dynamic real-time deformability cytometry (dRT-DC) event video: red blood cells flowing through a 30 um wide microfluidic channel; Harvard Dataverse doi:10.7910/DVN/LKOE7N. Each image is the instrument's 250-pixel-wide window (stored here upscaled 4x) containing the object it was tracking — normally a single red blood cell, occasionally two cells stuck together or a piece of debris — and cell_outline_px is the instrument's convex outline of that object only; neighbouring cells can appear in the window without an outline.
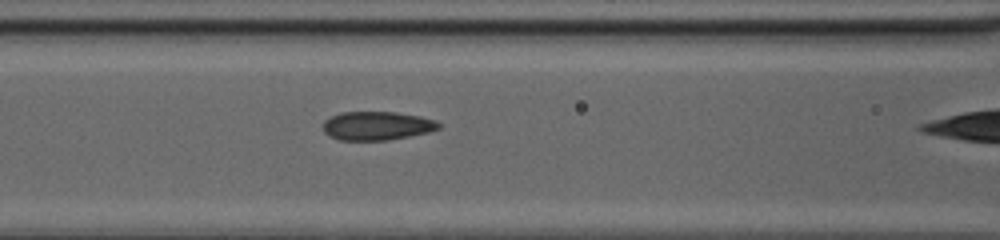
{"species": "common noctule bat (a hibernating species)", "species_latin": "Nyctalus noctula", "temperature_condition": "cold", "stored_images_in_passage": 22, "camera_frame_rate_fps": 3000, "um_per_image_px": 0.085, "animal": {"sex": "female", "body_mass_g": 20.0, "forearm_length_mm": 54.0}, "frame": {"image": 1, "passage_image": 7, "time_ms": 2.0, "image_size_px": [1000, 240], "cell_outline_px": [[440, 128], [428, 132], [388, 140], [340, 140], [324, 132], [324, 120], [340, 112], [396, 112], [420, 116], [432, 120], [440, 124]], "centroid_in_image_um": [32.03, 10.68], "position_along_channel_um": 134.6, "area_um2": 19.07}}
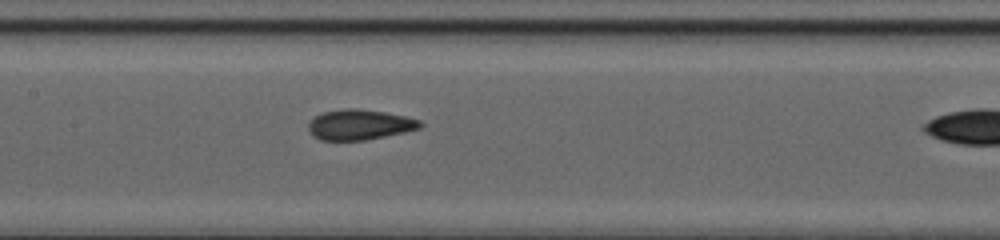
{"frame": {"image": 2, "passage_image": 10, "time_ms": 3.0, "image_size_px": [1000, 240], "cell_outline_px": [[424, 124], [420, 128], [404, 132], [364, 140], [320, 140], [308, 128], [308, 124], [316, 116], [324, 112], [344, 108], [356, 108], [384, 112], [404, 116], [420, 120]], "centroid_in_image_um": [30.59, 10.59], "position_along_channel_um": 176.8, "area_um2": 19.42}}
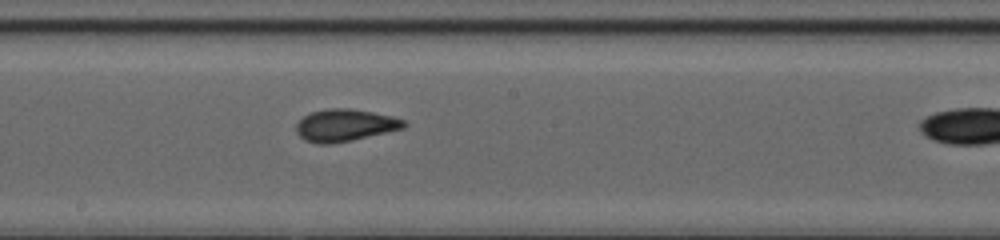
{"frame": {"image": 3, "passage_image": 13, "time_ms": 4.0, "image_size_px": [1000, 240], "cell_outline_px": [[408, 124], [404, 128], [352, 140], [328, 144], [316, 144], [304, 140], [296, 132], [296, 124], [304, 116], [312, 112], [328, 108], [352, 108], [392, 116], [404, 120]], "centroid_in_image_um": [29.31, 10.64], "position_along_channel_um": 218.9, "area_um2": 20.17}}